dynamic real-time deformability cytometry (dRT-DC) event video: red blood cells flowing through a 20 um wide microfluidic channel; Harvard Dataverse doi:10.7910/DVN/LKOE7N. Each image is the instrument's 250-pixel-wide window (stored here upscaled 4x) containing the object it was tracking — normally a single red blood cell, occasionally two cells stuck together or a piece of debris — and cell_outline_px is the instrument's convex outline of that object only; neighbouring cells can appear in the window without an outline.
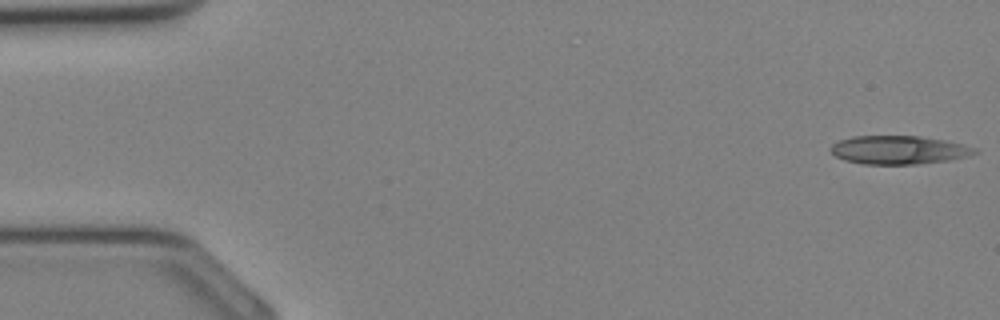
{"species": "Egyptian fruit bat (a non-hibernating species)", "species_latin": "Rousettus aegyptiacus", "temperature_condition": "cold", "stored_images_in_passage": 30, "camera_frame_rate_fps": 3000, "um_per_image_px": 0.085, "animal": {"sex": "female"}, "frame": {"image": 1, "passage_image": 1, "time_ms": 0.0, "image_size_px": [1000, 320], "cell_outline_px": [[976, 152], [968, 156], [948, 160], [916, 164], [864, 164], [844, 160], [836, 156], [828, 148], [832, 144], [840, 140], [852, 136], [920, 136], [944, 140], [964, 144], [976, 148]], "centroid_in_image_um": [76.37, 12.74], "position_along_channel_um": 8.6, "area_um2": 23.81}}
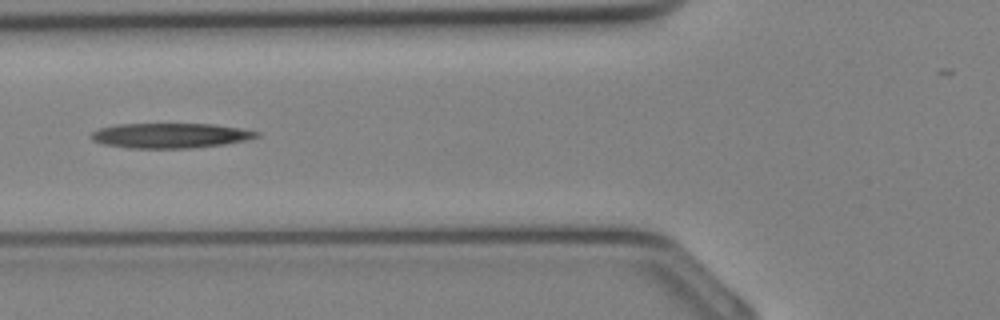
{"frame": {"image": 2, "passage_image": 13, "time_ms": 4.0, "image_size_px": [1000, 320], "cell_outline_px": [[260, 136], [248, 140], [224, 144], [188, 148], [128, 148], [104, 144], [92, 140], [88, 136], [92, 132], [100, 128], [116, 124], [216, 124], [244, 128], [260, 132]], "centroid_in_image_um": [14.5, 11.51], "position_along_channel_um": 111.3, "area_um2": 24.28}}
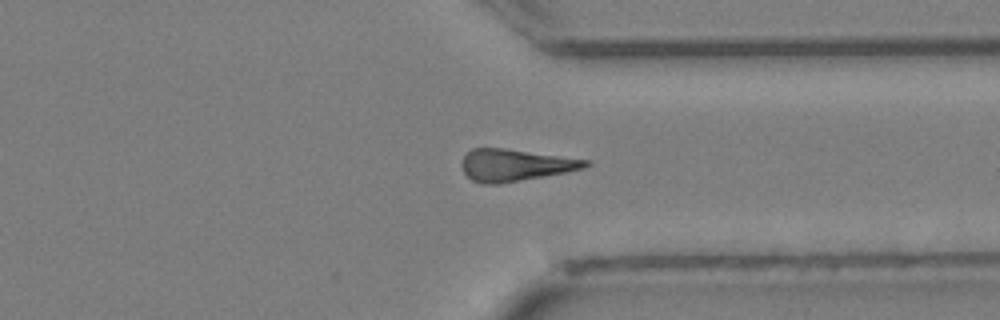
{"frame": {"image": 3, "passage_image": 26, "time_ms": 8.333, "image_size_px": [1000, 320], "cell_outline_px": [[592, 164], [584, 168], [568, 172], [500, 184], [484, 184], [472, 180], [464, 172], [460, 164], [464, 156], [472, 148], [504, 148], [592, 160]], "centroid_in_image_um": [43.83, 14.03], "position_along_channel_um": 367.6, "area_um2": 23.24}}